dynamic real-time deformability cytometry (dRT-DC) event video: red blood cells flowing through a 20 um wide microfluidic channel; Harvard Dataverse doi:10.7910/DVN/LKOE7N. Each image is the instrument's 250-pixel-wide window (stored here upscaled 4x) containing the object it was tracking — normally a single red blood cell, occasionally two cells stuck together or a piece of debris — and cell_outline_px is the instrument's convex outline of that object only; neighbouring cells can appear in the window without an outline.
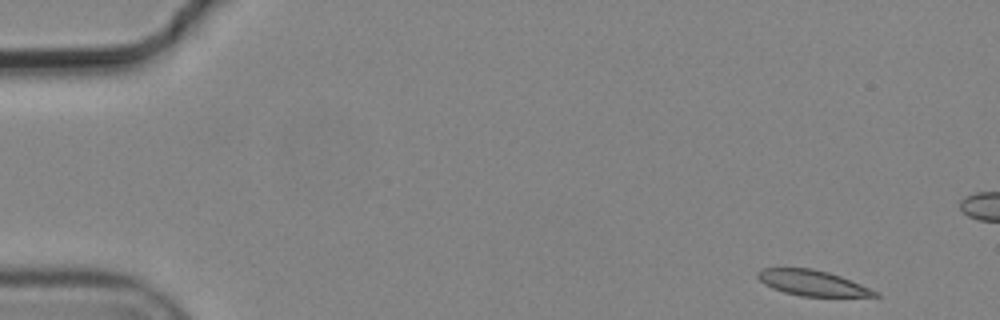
{"species": "common noctule bat (a hibernating species)", "species_latin": "Nyctalus noctula", "temperature_condition": "cold", "stored_images_in_passage": 5, "camera_frame_rate_fps": 3000, "um_per_image_px": 0.085, "animal": {"sex": "male", "body_mass_g": 19.2, "forearm_length_mm": 51.8}, "frame": {"image": 1, "passage_image": 1, "time_ms": 0.0, "image_size_px": [1000, 320], "cell_outline_px": [[880, 296], [800, 296], [784, 292], [772, 288], [764, 284], [756, 276], [756, 272], [760, 268], [812, 268], [828, 272], [840, 276], [880, 292]], "centroid_in_image_um": [69.02, 24.04], "position_along_channel_um": 16.0, "area_um2": 17.4}}